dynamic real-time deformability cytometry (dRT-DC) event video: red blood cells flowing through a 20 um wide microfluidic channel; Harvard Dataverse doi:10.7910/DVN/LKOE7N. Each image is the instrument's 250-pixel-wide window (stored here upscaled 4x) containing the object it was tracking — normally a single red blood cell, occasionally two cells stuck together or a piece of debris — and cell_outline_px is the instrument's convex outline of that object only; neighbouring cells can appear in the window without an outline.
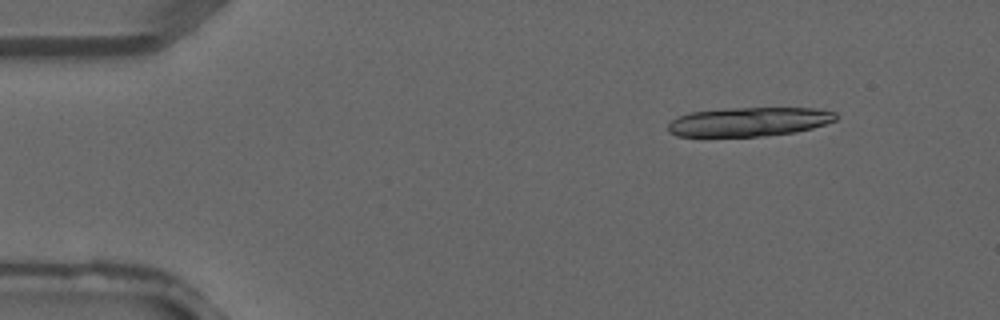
{"species": "common noctule bat (a hibernating species)", "species_latin": "Nyctalus noctula", "temperature_condition": "warm", "stored_images_in_passage": 5, "camera_frame_rate_fps": 3000, "um_per_image_px": 0.085, "animal": {"sex": "male", "forearm_length_mm": 52.5}, "frame": {"image": 1, "passage_image": 2, "time_ms": 0.333, "image_size_px": [1000, 320], "cell_outline_px": [[836, 120], [812, 128], [796, 132], [764, 136], [676, 136], [668, 132], [668, 124], [672, 120], [680, 116], [692, 112], [724, 108], [820, 108], [836, 112]], "centroid_in_image_um": [63.68, 10.34], "position_along_channel_um": 21.3, "area_um2": 28.44}}
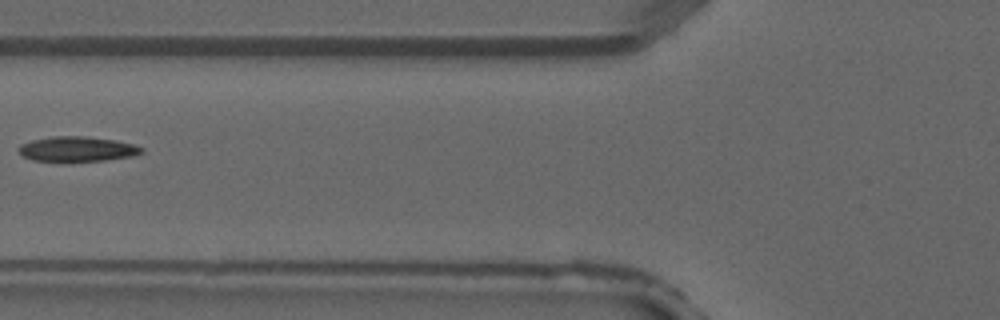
{"frame": {"image": 2, "passage_image": 5, "time_ms": 1.333, "image_size_px": [1000, 320], "cell_outline_px": [[144, 152], [132, 156], [104, 160], [32, 160], [24, 156], [16, 148], [20, 144], [32, 140], [52, 136], [84, 136], [116, 140], [132, 144], [144, 148]], "centroid_in_image_um": [6.56, 12.64], "position_along_channel_um": 119.2, "area_um2": 17.57}}